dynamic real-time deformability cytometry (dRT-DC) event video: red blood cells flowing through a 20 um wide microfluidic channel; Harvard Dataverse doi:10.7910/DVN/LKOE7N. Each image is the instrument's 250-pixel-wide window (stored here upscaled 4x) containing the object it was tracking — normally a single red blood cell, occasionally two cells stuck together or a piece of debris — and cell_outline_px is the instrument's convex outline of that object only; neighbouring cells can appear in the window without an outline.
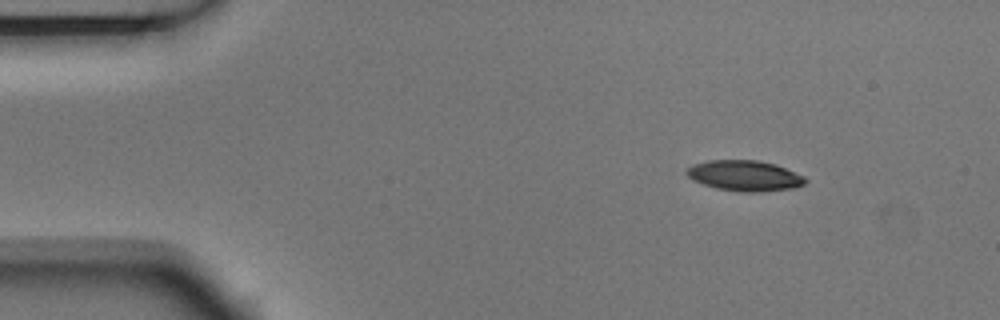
{"species": "Egyptian fruit bat (a non-hibernating species)", "species_latin": "Rousettus aegyptiacus", "temperature_condition": "room temperature", "stored_images_in_passage": 3, "camera_frame_rate_fps": 3000, "um_per_image_px": 0.085, "animal": {"sex": "male"}, "frame": {"image": 1, "passage_image": 1, "time_ms": 0.0, "image_size_px": [1000, 320], "cell_outline_px": [[808, 180], [804, 184], [796, 188], [760, 192], [740, 192], [716, 188], [692, 180], [684, 172], [692, 164], [708, 160], [756, 160], [772, 164], [784, 168], [804, 176]], "centroid_in_image_um": [63.28, 14.94], "position_along_channel_um": 21.7, "area_um2": 21.15}}
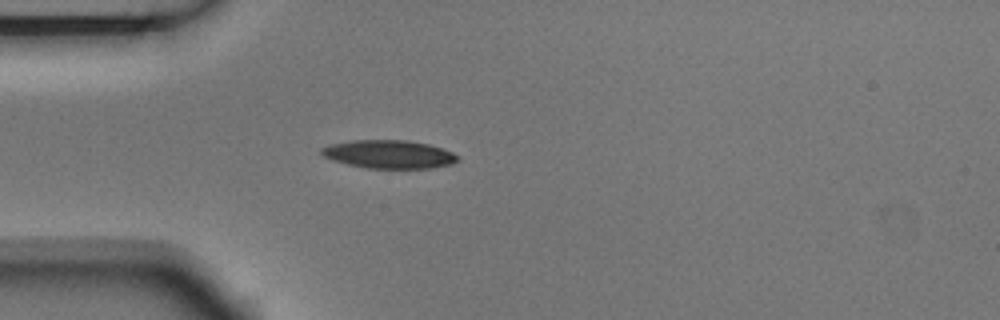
{"frame": {"image": 2, "passage_image": 3, "time_ms": 0.667, "image_size_px": [1000, 320], "cell_outline_px": [[460, 156], [452, 164], [432, 168], [364, 168], [332, 160], [324, 156], [320, 152], [320, 148], [332, 144], [352, 140], [408, 140], [428, 144], [452, 152]], "centroid_in_image_um": [33.05, 13.11], "position_along_channel_um": 51.9, "area_um2": 22.37}}